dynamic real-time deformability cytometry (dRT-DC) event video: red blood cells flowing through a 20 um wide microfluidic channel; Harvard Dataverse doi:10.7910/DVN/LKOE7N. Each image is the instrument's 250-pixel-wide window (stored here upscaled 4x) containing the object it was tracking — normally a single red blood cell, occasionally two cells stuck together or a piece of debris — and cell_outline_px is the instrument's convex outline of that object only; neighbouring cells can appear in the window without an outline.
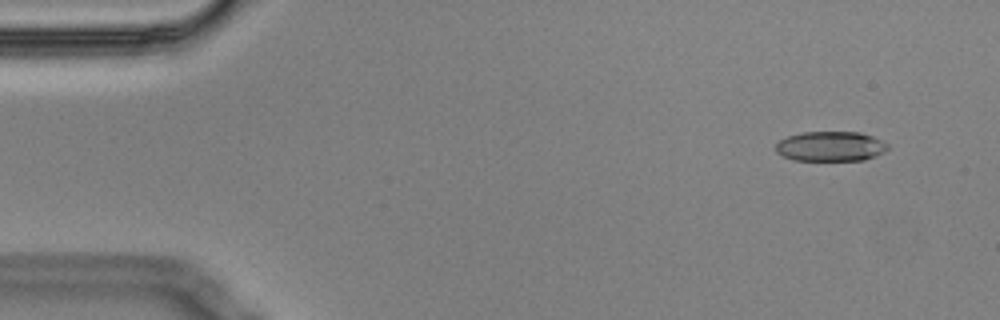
{"species": "Egyptian fruit bat (a non-hibernating species)", "species_latin": "Rousettus aegyptiacus", "temperature_condition": "cold", "stored_images_in_passage": 3, "camera_frame_rate_fps": 3000, "um_per_image_px": 0.085, "animal": {"sex": "male"}, "frame": {"image": 1, "passage_image": 2, "time_ms": 0.333, "image_size_px": [1000, 320], "cell_outline_px": [[888, 148], [884, 152], [876, 156], [864, 160], [796, 160], [784, 156], [776, 152], [776, 144], [780, 140], [788, 136], [804, 132], [860, 132], [872, 136], [888, 144]], "centroid_in_image_um": [70.61, 12.44], "position_along_channel_um": 14.4, "area_um2": 19.36}}